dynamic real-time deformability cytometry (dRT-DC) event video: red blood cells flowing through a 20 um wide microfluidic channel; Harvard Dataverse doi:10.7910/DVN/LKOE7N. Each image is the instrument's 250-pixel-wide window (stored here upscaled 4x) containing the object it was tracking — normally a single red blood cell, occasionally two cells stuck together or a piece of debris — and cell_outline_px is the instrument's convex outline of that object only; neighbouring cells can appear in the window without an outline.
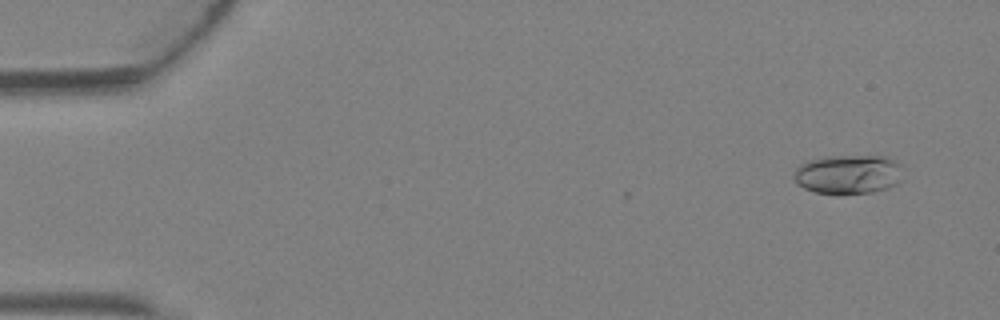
{"species": "Egyptian fruit bat (a non-hibernating species)", "species_latin": "Rousettus aegyptiacus", "temperature_condition": "warm", "stored_images_in_passage": 4, "camera_frame_rate_fps": 3000, "um_per_image_px": 0.085, "animal": {"sex": "female"}, "frame": {"image": 1, "passage_image": 1, "time_ms": 0.0, "image_size_px": [1000, 320], "cell_outline_px": [[900, 180], [896, 184], [888, 188], [872, 192], [836, 196], [816, 192], [804, 188], [796, 184], [792, 176], [796, 168], [800, 164], [808, 160], [828, 156], [888, 156], [896, 164]], "centroid_in_image_um": [71.99, 14.85], "position_along_channel_um": 13.0, "area_um2": 25.09}}